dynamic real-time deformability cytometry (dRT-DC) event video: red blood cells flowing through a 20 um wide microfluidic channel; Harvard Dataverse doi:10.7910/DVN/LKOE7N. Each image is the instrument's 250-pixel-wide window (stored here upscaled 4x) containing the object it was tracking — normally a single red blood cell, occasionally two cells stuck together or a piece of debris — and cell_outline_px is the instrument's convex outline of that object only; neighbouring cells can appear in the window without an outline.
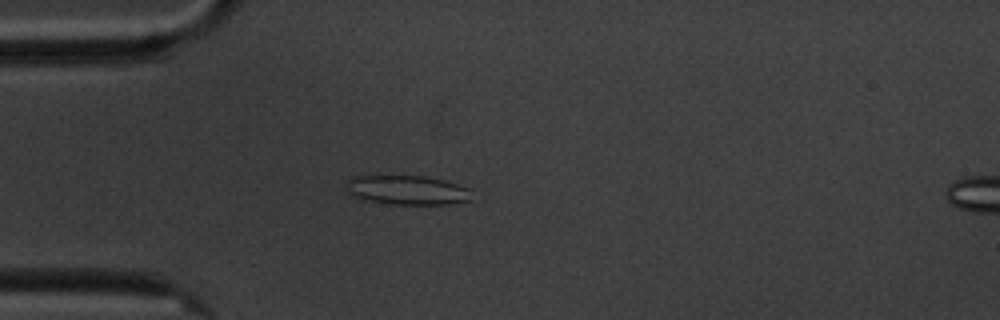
{"species": "common noctule bat (a hibernating species)", "species_latin": "Nyctalus noctula", "temperature_condition": "cold", "stored_images_in_passage": 4, "camera_frame_rate_fps": 3000, "um_per_image_px": 0.085, "animal": {"sex": "male", "body_mass_g": 20.1, "forearm_length_mm": 53.5}, "frame": {"image": 1, "passage_image": 3, "time_ms": 2.333, "image_size_px": [1000, 320], "cell_outline_px": [[472, 200], [448, 204], [392, 204], [364, 200], [348, 192], [344, 180], [352, 176], [392, 172], [424, 176], [444, 180], [468, 188]], "centroid_in_image_um": [34.5, 16.09], "position_along_channel_um": 50.5, "area_um2": 22.43}}